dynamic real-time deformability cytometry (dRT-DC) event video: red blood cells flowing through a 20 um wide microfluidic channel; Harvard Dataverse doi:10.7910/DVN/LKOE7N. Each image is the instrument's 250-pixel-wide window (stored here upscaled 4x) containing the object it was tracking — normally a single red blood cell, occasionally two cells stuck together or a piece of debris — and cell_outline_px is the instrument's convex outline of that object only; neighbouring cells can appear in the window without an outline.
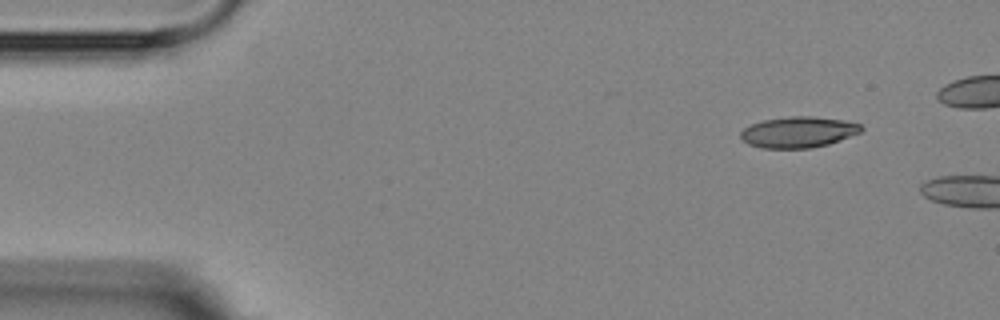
{"species": "Egyptian fruit bat (a non-hibernating species)", "species_latin": "Rousettus aegyptiacus", "temperature_condition": "room temperature", "stored_images_in_passage": 2, "camera_frame_rate_fps": 3000, "um_per_image_px": 0.085, "animal": {"sex": "female"}, "frame": {"image": 1, "passage_image": 1, "time_ms": 0.0, "image_size_px": [1000, 320], "cell_outline_px": [[864, 128], [860, 132], [828, 144], [812, 148], [760, 148], [748, 144], [740, 136], [740, 132], [744, 128], [752, 124], [764, 120], [792, 116], [812, 116], [844, 120], [860, 124]], "centroid_in_image_um": [67.85, 11.23], "position_along_channel_um": 17.2, "area_um2": 21.62}}